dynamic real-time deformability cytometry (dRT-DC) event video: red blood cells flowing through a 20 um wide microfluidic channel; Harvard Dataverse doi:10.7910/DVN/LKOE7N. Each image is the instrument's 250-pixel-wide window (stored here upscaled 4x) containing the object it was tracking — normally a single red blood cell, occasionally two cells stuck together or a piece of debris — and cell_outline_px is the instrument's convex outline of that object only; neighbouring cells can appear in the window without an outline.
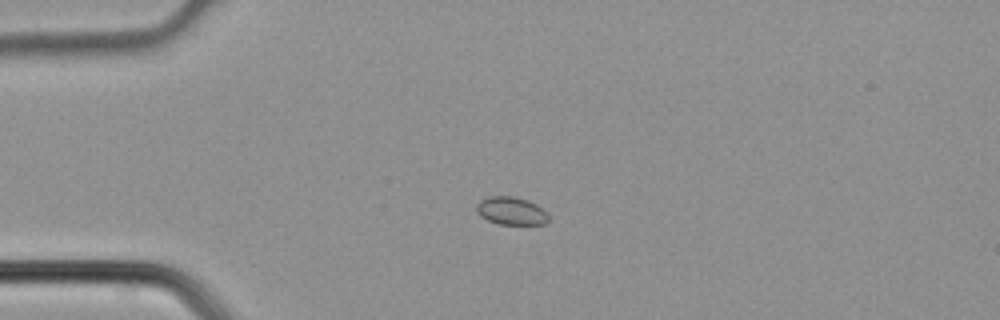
{"species": "common noctule bat (a hibernating species)", "species_latin": "Nyctalus noctula", "temperature_condition": "cold", "stored_images_in_passage": 3, "camera_frame_rate_fps": 3000, "um_per_image_px": 0.085, "animal": {"sex": "male", "body_mass_g": 21.5, "forearm_length_mm": 52.0}, "frame": {"image": 1, "passage_image": 2, "time_ms": 0.333, "image_size_px": [1000, 320], "cell_outline_px": [[548, 220], [544, 224], [500, 224], [488, 220], [480, 216], [476, 212], [476, 204], [480, 200], [488, 196], [512, 196], [528, 200], [536, 204], [548, 212]], "centroid_in_image_um": [43.44, 17.91], "position_along_channel_um": 41.6, "area_um2": 11.79}}